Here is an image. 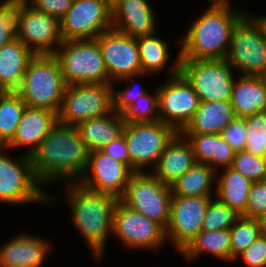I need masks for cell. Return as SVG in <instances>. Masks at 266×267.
Listing matches in <instances>:
<instances>
[{"label": "cell", "instance_id": "8", "mask_svg": "<svg viewBox=\"0 0 266 267\" xmlns=\"http://www.w3.org/2000/svg\"><path fill=\"white\" fill-rule=\"evenodd\" d=\"M177 133L172 126L160 120L125 123L122 134L127 142L129 168L133 172H150Z\"/></svg>", "mask_w": 266, "mask_h": 267}, {"label": "cell", "instance_id": "13", "mask_svg": "<svg viewBox=\"0 0 266 267\" xmlns=\"http://www.w3.org/2000/svg\"><path fill=\"white\" fill-rule=\"evenodd\" d=\"M112 29V9L105 0H73L60 19L63 41L96 39Z\"/></svg>", "mask_w": 266, "mask_h": 267}, {"label": "cell", "instance_id": "1", "mask_svg": "<svg viewBox=\"0 0 266 267\" xmlns=\"http://www.w3.org/2000/svg\"><path fill=\"white\" fill-rule=\"evenodd\" d=\"M89 153L76 126L57 122L30 156L34 176L45 189L57 181L78 182Z\"/></svg>", "mask_w": 266, "mask_h": 267}, {"label": "cell", "instance_id": "10", "mask_svg": "<svg viewBox=\"0 0 266 267\" xmlns=\"http://www.w3.org/2000/svg\"><path fill=\"white\" fill-rule=\"evenodd\" d=\"M180 74L193 87L200 102L230 101L237 74L224 60H180Z\"/></svg>", "mask_w": 266, "mask_h": 267}, {"label": "cell", "instance_id": "37", "mask_svg": "<svg viewBox=\"0 0 266 267\" xmlns=\"http://www.w3.org/2000/svg\"><path fill=\"white\" fill-rule=\"evenodd\" d=\"M246 148L254 156H262L266 144V111L244 117Z\"/></svg>", "mask_w": 266, "mask_h": 267}, {"label": "cell", "instance_id": "12", "mask_svg": "<svg viewBox=\"0 0 266 267\" xmlns=\"http://www.w3.org/2000/svg\"><path fill=\"white\" fill-rule=\"evenodd\" d=\"M112 235L123 248L133 252H156L162 250L164 244H169L165 229L160 224L128 208L120 201L116 204L113 214Z\"/></svg>", "mask_w": 266, "mask_h": 267}, {"label": "cell", "instance_id": "15", "mask_svg": "<svg viewBox=\"0 0 266 267\" xmlns=\"http://www.w3.org/2000/svg\"><path fill=\"white\" fill-rule=\"evenodd\" d=\"M166 79L157 86L159 119L180 132L191 120L200 100L181 74Z\"/></svg>", "mask_w": 266, "mask_h": 267}, {"label": "cell", "instance_id": "45", "mask_svg": "<svg viewBox=\"0 0 266 267\" xmlns=\"http://www.w3.org/2000/svg\"><path fill=\"white\" fill-rule=\"evenodd\" d=\"M20 0H0V4L15 3Z\"/></svg>", "mask_w": 266, "mask_h": 267}, {"label": "cell", "instance_id": "7", "mask_svg": "<svg viewBox=\"0 0 266 267\" xmlns=\"http://www.w3.org/2000/svg\"><path fill=\"white\" fill-rule=\"evenodd\" d=\"M66 85L110 84V78L96 39L63 41L53 54Z\"/></svg>", "mask_w": 266, "mask_h": 267}, {"label": "cell", "instance_id": "31", "mask_svg": "<svg viewBox=\"0 0 266 267\" xmlns=\"http://www.w3.org/2000/svg\"><path fill=\"white\" fill-rule=\"evenodd\" d=\"M217 171L207 163H195L171 186L172 196L215 197Z\"/></svg>", "mask_w": 266, "mask_h": 267}, {"label": "cell", "instance_id": "43", "mask_svg": "<svg viewBox=\"0 0 266 267\" xmlns=\"http://www.w3.org/2000/svg\"><path fill=\"white\" fill-rule=\"evenodd\" d=\"M28 4L40 12L61 19L72 6L73 0H27Z\"/></svg>", "mask_w": 266, "mask_h": 267}, {"label": "cell", "instance_id": "19", "mask_svg": "<svg viewBox=\"0 0 266 267\" xmlns=\"http://www.w3.org/2000/svg\"><path fill=\"white\" fill-rule=\"evenodd\" d=\"M152 5L149 0H119L111 7L112 28L132 37L158 33Z\"/></svg>", "mask_w": 266, "mask_h": 267}, {"label": "cell", "instance_id": "14", "mask_svg": "<svg viewBox=\"0 0 266 267\" xmlns=\"http://www.w3.org/2000/svg\"><path fill=\"white\" fill-rule=\"evenodd\" d=\"M212 198L172 196L165 235L167 243L172 244L179 253L202 231V223Z\"/></svg>", "mask_w": 266, "mask_h": 267}, {"label": "cell", "instance_id": "32", "mask_svg": "<svg viewBox=\"0 0 266 267\" xmlns=\"http://www.w3.org/2000/svg\"><path fill=\"white\" fill-rule=\"evenodd\" d=\"M25 108V102L15 91H6L0 98V146L13 138Z\"/></svg>", "mask_w": 266, "mask_h": 267}, {"label": "cell", "instance_id": "40", "mask_svg": "<svg viewBox=\"0 0 266 267\" xmlns=\"http://www.w3.org/2000/svg\"><path fill=\"white\" fill-rule=\"evenodd\" d=\"M266 215V182H252L246 207V218L261 220Z\"/></svg>", "mask_w": 266, "mask_h": 267}, {"label": "cell", "instance_id": "50", "mask_svg": "<svg viewBox=\"0 0 266 267\" xmlns=\"http://www.w3.org/2000/svg\"><path fill=\"white\" fill-rule=\"evenodd\" d=\"M6 93V90H4L1 86H0V98Z\"/></svg>", "mask_w": 266, "mask_h": 267}, {"label": "cell", "instance_id": "33", "mask_svg": "<svg viewBox=\"0 0 266 267\" xmlns=\"http://www.w3.org/2000/svg\"><path fill=\"white\" fill-rule=\"evenodd\" d=\"M230 230L231 262L261 234V220L240 216Z\"/></svg>", "mask_w": 266, "mask_h": 267}, {"label": "cell", "instance_id": "29", "mask_svg": "<svg viewBox=\"0 0 266 267\" xmlns=\"http://www.w3.org/2000/svg\"><path fill=\"white\" fill-rule=\"evenodd\" d=\"M252 181L231 167L217 171L215 197L240 216H246V207Z\"/></svg>", "mask_w": 266, "mask_h": 267}, {"label": "cell", "instance_id": "6", "mask_svg": "<svg viewBox=\"0 0 266 267\" xmlns=\"http://www.w3.org/2000/svg\"><path fill=\"white\" fill-rule=\"evenodd\" d=\"M237 75L266 76V15L247 13L235 26L225 58Z\"/></svg>", "mask_w": 266, "mask_h": 267}, {"label": "cell", "instance_id": "30", "mask_svg": "<svg viewBox=\"0 0 266 267\" xmlns=\"http://www.w3.org/2000/svg\"><path fill=\"white\" fill-rule=\"evenodd\" d=\"M230 230L200 231L197 236L179 253L187 262L198 260L209 254L219 261L231 263Z\"/></svg>", "mask_w": 266, "mask_h": 267}, {"label": "cell", "instance_id": "36", "mask_svg": "<svg viewBox=\"0 0 266 267\" xmlns=\"http://www.w3.org/2000/svg\"><path fill=\"white\" fill-rule=\"evenodd\" d=\"M239 217L240 215L233 209L213 197L202 223V231L230 229Z\"/></svg>", "mask_w": 266, "mask_h": 267}, {"label": "cell", "instance_id": "21", "mask_svg": "<svg viewBox=\"0 0 266 267\" xmlns=\"http://www.w3.org/2000/svg\"><path fill=\"white\" fill-rule=\"evenodd\" d=\"M57 122L56 112L26 106L13 138L4 147L9 150L25 148L23 153L31 156Z\"/></svg>", "mask_w": 266, "mask_h": 267}, {"label": "cell", "instance_id": "49", "mask_svg": "<svg viewBox=\"0 0 266 267\" xmlns=\"http://www.w3.org/2000/svg\"><path fill=\"white\" fill-rule=\"evenodd\" d=\"M261 226H266V215L261 219Z\"/></svg>", "mask_w": 266, "mask_h": 267}, {"label": "cell", "instance_id": "4", "mask_svg": "<svg viewBox=\"0 0 266 267\" xmlns=\"http://www.w3.org/2000/svg\"><path fill=\"white\" fill-rule=\"evenodd\" d=\"M56 200L34 176L30 156L20 152L12 156L9 149L0 146V204L54 205Z\"/></svg>", "mask_w": 266, "mask_h": 267}, {"label": "cell", "instance_id": "51", "mask_svg": "<svg viewBox=\"0 0 266 267\" xmlns=\"http://www.w3.org/2000/svg\"><path fill=\"white\" fill-rule=\"evenodd\" d=\"M261 157L266 161V144H265V148H264V151Z\"/></svg>", "mask_w": 266, "mask_h": 267}, {"label": "cell", "instance_id": "16", "mask_svg": "<svg viewBox=\"0 0 266 267\" xmlns=\"http://www.w3.org/2000/svg\"><path fill=\"white\" fill-rule=\"evenodd\" d=\"M96 40L102 51L110 84L124 77L143 74L136 37L112 28L101 33Z\"/></svg>", "mask_w": 266, "mask_h": 267}, {"label": "cell", "instance_id": "48", "mask_svg": "<svg viewBox=\"0 0 266 267\" xmlns=\"http://www.w3.org/2000/svg\"><path fill=\"white\" fill-rule=\"evenodd\" d=\"M0 267H24L22 265H2L0 264Z\"/></svg>", "mask_w": 266, "mask_h": 267}, {"label": "cell", "instance_id": "35", "mask_svg": "<svg viewBox=\"0 0 266 267\" xmlns=\"http://www.w3.org/2000/svg\"><path fill=\"white\" fill-rule=\"evenodd\" d=\"M27 0L0 4V48L16 38Z\"/></svg>", "mask_w": 266, "mask_h": 267}, {"label": "cell", "instance_id": "28", "mask_svg": "<svg viewBox=\"0 0 266 267\" xmlns=\"http://www.w3.org/2000/svg\"><path fill=\"white\" fill-rule=\"evenodd\" d=\"M124 124L121 114L113 111L79 122L76 128L88 150L93 152L101 150L107 143L121 136Z\"/></svg>", "mask_w": 266, "mask_h": 267}, {"label": "cell", "instance_id": "27", "mask_svg": "<svg viewBox=\"0 0 266 267\" xmlns=\"http://www.w3.org/2000/svg\"><path fill=\"white\" fill-rule=\"evenodd\" d=\"M235 117L230 101L200 102L191 120L179 133H221Z\"/></svg>", "mask_w": 266, "mask_h": 267}, {"label": "cell", "instance_id": "46", "mask_svg": "<svg viewBox=\"0 0 266 267\" xmlns=\"http://www.w3.org/2000/svg\"><path fill=\"white\" fill-rule=\"evenodd\" d=\"M261 235L264 237L266 241V226H261Z\"/></svg>", "mask_w": 266, "mask_h": 267}, {"label": "cell", "instance_id": "42", "mask_svg": "<svg viewBox=\"0 0 266 267\" xmlns=\"http://www.w3.org/2000/svg\"><path fill=\"white\" fill-rule=\"evenodd\" d=\"M240 259L248 267H266V241L261 234L235 258L234 263Z\"/></svg>", "mask_w": 266, "mask_h": 267}, {"label": "cell", "instance_id": "26", "mask_svg": "<svg viewBox=\"0 0 266 267\" xmlns=\"http://www.w3.org/2000/svg\"><path fill=\"white\" fill-rule=\"evenodd\" d=\"M34 56L17 38L3 45L0 48V86L6 91H16Z\"/></svg>", "mask_w": 266, "mask_h": 267}, {"label": "cell", "instance_id": "3", "mask_svg": "<svg viewBox=\"0 0 266 267\" xmlns=\"http://www.w3.org/2000/svg\"><path fill=\"white\" fill-rule=\"evenodd\" d=\"M62 185L65 196L67 195L64 198L68 200L71 222L84 238L93 261L101 265L105 259L108 236L112 235L113 214L119 199L89 190L78 182L62 183Z\"/></svg>", "mask_w": 266, "mask_h": 267}, {"label": "cell", "instance_id": "17", "mask_svg": "<svg viewBox=\"0 0 266 267\" xmlns=\"http://www.w3.org/2000/svg\"><path fill=\"white\" fill-rule=\"evenodd\" d=\"M134 172L101 150L89 153L87 167L78 183L83 187L120 199Z\"/></svg>", "mask_w": 266, "mask_h": 267}, {"label": "cell", "instance_id": "24", "mask_svg": "<svg viewBox=\"0 0 266 267\" xmlns=\"http://www.w3.org/2000/svg\"><path fill=\"white\" fill-rule=\"evenodd\" d=\"M230 102L236 117L244 118L265 112L266 77L236 75Z\"/></svg>", "mask_w": 266, "mask_h": 267}, {"label": "cell", "instance_id": "18", "mask_svg": "<svg viewBox=\"0 0 266 267\" xmlns=\"http://www.w3.org/2000/svg\"><path fill=\"white\" fill-rule=\"evenodd\" d=\"M16 38L35 55L54 54L63 42L60 20L27 3Z\"/></svg>", "mask_w": 266, "mask_h": 267}, {"label": "cell", "instance_id": "2", "mask_svg": "<svg viewBox=\"0 0 266 267\" xmlns=\"http://www.w3.org/2000/svg\"><path fill=\"white\" fill-rule=\"evenodd\" d=\"M207 2V8H203L187 31L181 33V59L224 60L235 26L248 13V10L234 7L232 0Z\"/></svg>", "mask_w": 266, "mask_h": 267}, {"label": "cell", "instance_id": "5", "mask_svg": "<svg viewBox=\"0 0 266 267\" xmlns=\"http://www.w3.org/2000/svg\"><path fill=\"white\" fill-rule=\"evenodd\" d=\"M66 86L57 58L53 54H39L30 60L15 92L27 107L58 114Z\"/></svg>", "mask_w": 266, "mask_h": 267}, {"label": "cell", "instance_id": "23", "mask_svg": "<svg viewBox=\"0 0 266 267\" xmlns=\"http://www.w3.org/2000/svg\"><path fill=\"white\" fill-rule=\"evenodd\" d=\"M195 163L191 145L178 132L166 145L156 166L150 172L162 183L171 185Z\"/></svg>", "mask_w": 266, "mask_h": 267}, {"label": "cell", "instance_id": "25", "mask_svg": "<svg viewBox=\"0 0 266 267\" xmlns=\"http://www.w3.org/2000/svg\"><path fill=\"white\" fill-rule=\"evenodd\" d=\"M192 148L195 162L207 163L218 171L230 167L235 151L225 141L221 133H180Z\"/></svg>", "mask_w": 266, "mask_h": 267}, {"label": "cell", "instance_id": "39", "mask_svg": "<svg viewBox=\"0 0 266 267\" xmlns=\"http://www.w3.org/2000/svg\"><path fill=\"white\" fill-rule=\"evenodd\" d=\"M230 167L252 182L265 181L266 161L261 156H254L246 150L237 151Z\"/></svg>", "mask_w": 266, "mask_h": 267}, {"label": "cell", "instance_id": "47", "mask_svg": "<svg viewBox=\"0 0 266 267\" xmlns=\"http://www.w3.org/2000/svg\"><path fill=\"white\" fill-rule=\"evenodd\" d=\"M111 7L117 3L119 0H105Z\"/></svg>", "mask_w": 266, "mask_h": 267}, {"label": "cell", "instance_id": "44", "mask_svg": "<svg viewBox=\"0 0 266 267\" xmlns=\"http://www.w3.org/2000/svg\"><path fill=\"white\" fill-rule=\"evenodd\" d=\"M102 152L113 158L114 160L120 161L129 167V155L127 151V142L122 134L115 140L107 143L102 149Z\"/></svg>", "mask_w": 266, "mask_h": 267}, {"label": "cell", "instance_id": "34", "mask_svg": "<svg viewBox=\"0 0 266 267\" xmlns=\"http://www.w3.org/2000/svg\"><path fill=\"white\" fill-rule=\"evenodd\" d=\"M125 123L155 122L159 119L158 92H147L121 113Z\"/></svg>", "mask_w": 266, "mask_h": 267}, {"label": "cell", "instance_id": "38", "mask_svg": "<svg viewBox=\"0 0 266 267\" xmlns=\"http://www.w3.org/2000/svg\"><path fill=\"white\" fill-rule=\"evenodd\" d=\"M149 76L150 74H140V75H133V76H128V77H124L120 80H117L115 82H113V111L121 114L127 107H129L130 105H132L135 101L139 100V98L143 95H145L147 92L151 91L148 89L142 88L141 86H139L140 84H138L136 82V78L139 79V77L142 78V76ZM135 79V81H134ZM131 81L130 84L126 85V88H122V89H116L115 86L116 84H120V83H128ZM115 83V84H114ZM137 86V87H136Z\"/></svg>", "mask_w": 266, "mask_h": 267}, {"label": "cell", "instance_id": "11", "mask_svg": "<svg viewBox=\"0 0 266 267\" xmlns=\"http://www.w3.org/2000/svg\"><path fill=\"white\" fill-rule=\"evenodd\" d=\"M113 112L112 84H71L64 91L57 114L58 123L76 126L79 122Z\"/></svg>", "mask_w": 266, "mask_h": 267}, {"label": "cell", "instance_id": "9", "mask_svg": "<svg viewBox=\"0 0 266 267\" xmlns=\"http://www.w3.org/2000/svg\"><path fill=\"white\" fill-rule=\"evenodd\" d=\"M171 198L170 185L162 183L151 172H134L119 201L166 229Z\"/></svg>", "mask_w": 266, "mask_h": 267}, {"label": "cell", "instance_id": "41", "mask_svg": "<svg viewBox=\"0 0 266 267\" xmlns=\"http://www.w3.org/2000/svg\"><path fill=\"white\" fill-rule=\"evenodd\" d=\"M246 123L245 119L235 117L221 132L225 141L237 152L246 148Z\"/></svg>", "mask_w": 266, "mask_h": 267}, {"label": "cell", "instance_id": "22", "mask_svg": "<svg viewBox=\"0 0 266 267\" xmlns=\"http://www.w3.org/2000/svg\"><path fill=\"white\" fill-rule=\"evenodd\" d=\"M136 38L143 74H150L151 77L154 74H162L165 70L168 78L180 74V39L177 38V43L179 44L177 56L172 65L169 66L170 57L172 58V56L167 39H162L157 33ZM168 66L170 68H167Z\"/></svg>", "mask_w": 266, "mask_h": 267}, {"label": "cell", "instance_id": "20", "mask_svg": "<svg viewBox=\"0 0 266 267\" xmlns=\"http://www.w3.org/2000/svg\"><path fill=\"white\" fill-rule=\"evenodd\" d=\"M32 234V235H31ZM52 241L25 231L9 238L0 246V264L43 267L48 261ZM46 260V261H45Z\"/></svg>", "mask_w": 266, "mask_h": 267}]
</instances>
